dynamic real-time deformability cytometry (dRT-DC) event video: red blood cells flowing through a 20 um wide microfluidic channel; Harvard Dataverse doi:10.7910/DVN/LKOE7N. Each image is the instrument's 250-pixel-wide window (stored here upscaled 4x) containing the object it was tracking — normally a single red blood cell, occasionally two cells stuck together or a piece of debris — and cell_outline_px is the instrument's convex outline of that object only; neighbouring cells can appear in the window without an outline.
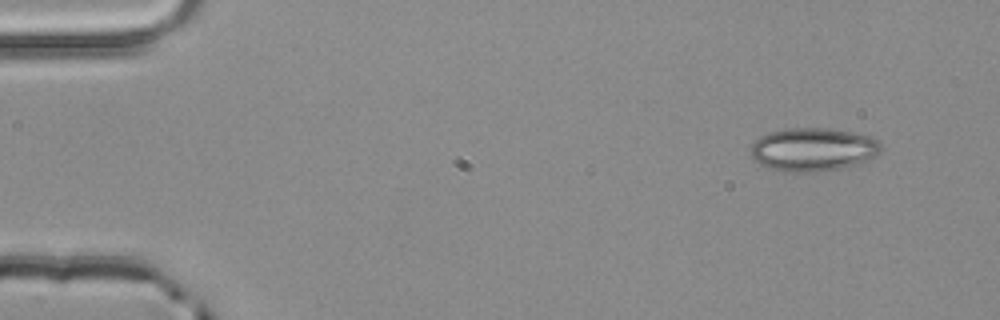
{"species": "common noctule bat (a hibernating species)", "species_latin": "Nyctalus noctula", "temperature_condition": "room temperature", "stored_images_in_passage": 5, "segment_of_instrument_passage": [2, 2], "camera_frame_rate_fps": 3000, "um_per_image_px": 0.085, "animal": {"sex": "male", "body_mass_g": 20.4}, "frame": {"image": 1, "passage_image": 5, "time_ms": 1.333, "image_size_px": [1000, 320], "cell_outline_px": [[880, 152], [872, 160], [840, 168], [812, 172], [784, 172], [768, 168], [760, 164], [748, 152], [752, 144], [760, 136], [768, 132], [784, 128], [832, 128], [872, 136], [880, 144]], "centroid_in_image_um": [69.1, 12.7], "position_along_channel_um": 15.9, "area_um2": 33.29}}